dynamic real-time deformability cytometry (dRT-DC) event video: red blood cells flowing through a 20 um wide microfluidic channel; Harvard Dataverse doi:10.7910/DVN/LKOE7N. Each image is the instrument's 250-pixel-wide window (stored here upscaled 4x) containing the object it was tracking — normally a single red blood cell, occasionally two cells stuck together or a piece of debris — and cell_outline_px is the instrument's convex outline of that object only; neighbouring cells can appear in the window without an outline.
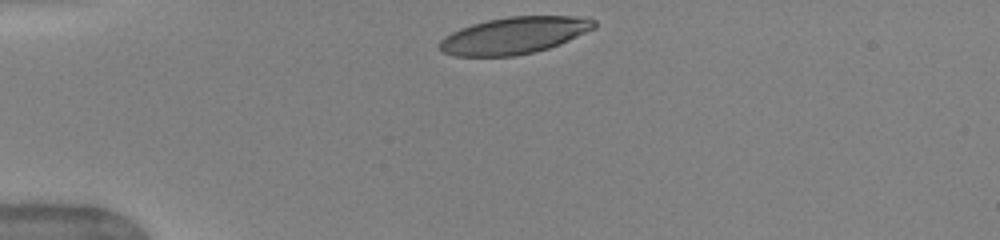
{"species": "human", "species_latin": "Homo sapiens", "temperature_condition": "warm", "stored_images_in_passage": 33, "camera_frame_rate_fps": 3000, "um_per_image_px": 0.085, "donor": {"sex": "female"}, "frame": {"image": 1, "passage_image": 1, "time_ms": 0.0, "image_size_px": [1000, 240], "cell_outline_px": [[596, 28], [560, 44], [548, 48], [516, 56], [456, 56], [440, 52], [440, 40], [444, 36], [460, 28], [472, 24], [488, 20], [508, 16], [588, 16], [596, 20]], "centroid_in_image_um": [43.74, 3.0], "position_along_channel_um": 41.3, "area_um2": 33.41}}
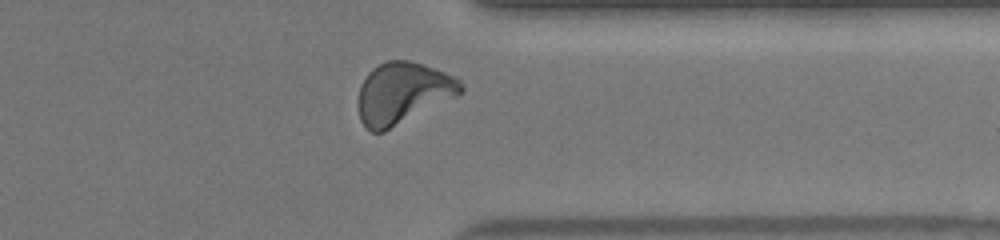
{"frame": {"image": 2, "passage_image": 29, "time_ms": 9.333, "image_size_px": [1000, 240], "cell_outline_px": [[464, 92], [384, 132], [372, 132], [360, 120], [360, 88], [368, 72], [372, 68], [388, 60], [408, 60], [456, 76], [460, 80], [464, 88]], "centroid_in_image_um": [34.27, 7.9], "position_along_channel_um": 377.1, "area_um2": 36.13}, "authors_computed_cell_mechanics": {"area_um2": 34.7956, "velocity_mm_per_s": 4.0187, "shape_relaxation_time_tau1_ms": 3.4328, "shape_relaxation_time_tau2_ms": 0.841, "deformation_change_tau1": 0.1905, "deformation_change_tau2": 0.0767}}